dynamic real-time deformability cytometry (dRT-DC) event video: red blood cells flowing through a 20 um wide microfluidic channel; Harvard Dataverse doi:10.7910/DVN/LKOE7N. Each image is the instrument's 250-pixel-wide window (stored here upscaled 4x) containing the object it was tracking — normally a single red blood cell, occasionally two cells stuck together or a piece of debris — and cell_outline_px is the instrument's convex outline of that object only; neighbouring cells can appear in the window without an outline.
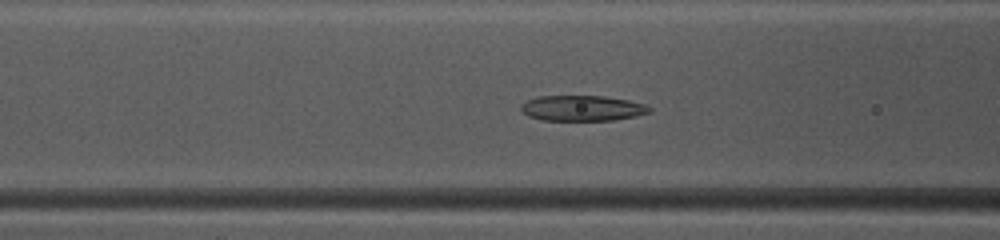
{"species": "common noctule bat (a hibernating species)", "species_latin": "Nyctalus noctula", "temperature_condition": "warm", "stored_images_in_passage": 35, "camera_frame_rate_fps": 3000, "um_per_image_px": 0.085, "animal": {"sex": "female", "body_mass_g": 10.0, "forearm_length_mm": 53.1}, "frame": {"image": 1, "passage_image": 6, "time_ms": 1.667, "image_size_px": [1000, 240], "cell_outline_px": [[652, 112], [636, 116], [612, 120], [544, 120], [528, 116], [520, 108], [520, 104], [536, 96], [604, 96], [628, 100], [648, 104], [652, 108]], "centroid_in_image_um": [49.53, 9.19], "position_along_channel_um": 117.1, "area_um2": 19.19}}
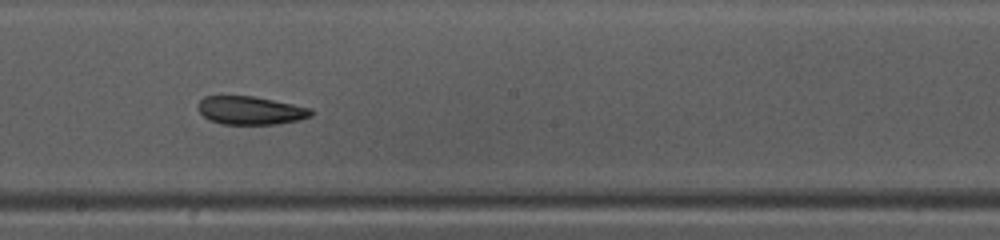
{"frame": {"image": 2, "passage_image": 14, "time_ms": 4.333, "image_size_px": [1000, 240], "cell_outline_px": [[312, 116], [300, 120], [276, 124], [220, 124], [208, 120], [200, 112], [200, 100], [204, 96], [252, 96], [312, 108]], "centroid_in_image_um": [21.31, 9.4], "position_along_channel_um": 226.9, "area_um2": 18.5}}
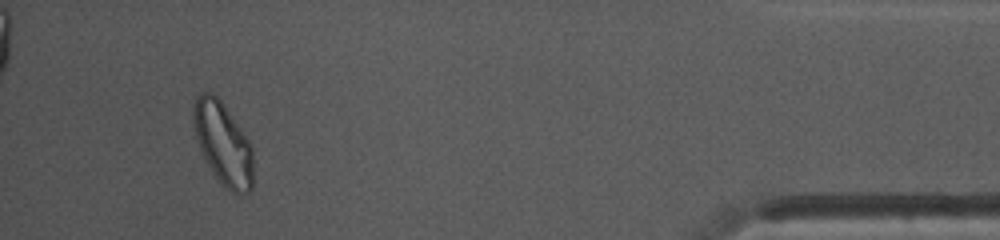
{"frame": {"image": 3, "passage_image": 32, "time_ms": 10.333, "image_size_px": [1000, 240], "cell_outline_px": [[252, 192], [240, 196], [236, 196], [216, 176], [208, 164], [196, 140], [192, 120], [192, 104], [196, 96], [200, 92], [208, 92], [216, 96], [220, 100], [252, 144]], "centroid_in_image_um": [18.95, 12.2], "position_along_channel_um": 416.2, "area_um2": 28.73}, "authors_computed_cell_mechanics": {"area_um2": 19.8254, "velocity_mm_per_s": 4.1106, "shape_relaxation_time_tau1_ms": 6.3359, "shape_relaxation_time_tau2_ms": 3.3633, "deformation_change_tau1": 0.1811, "deformation_change_tau2": 0.1074}}